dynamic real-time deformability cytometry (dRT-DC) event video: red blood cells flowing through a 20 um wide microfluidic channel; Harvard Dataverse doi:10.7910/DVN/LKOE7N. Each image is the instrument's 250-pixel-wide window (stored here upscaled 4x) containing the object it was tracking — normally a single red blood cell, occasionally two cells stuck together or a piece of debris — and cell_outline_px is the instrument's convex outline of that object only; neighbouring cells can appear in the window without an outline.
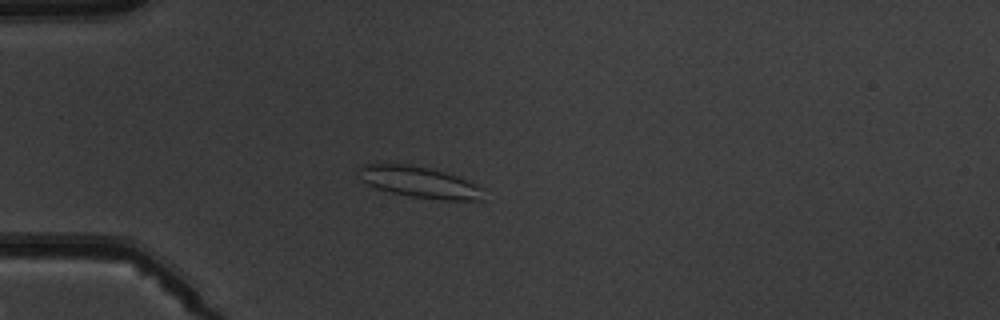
{"species": "common noctule bat (a hibernating species)", "species_latin": "Nyctalus noctula", "temperature_condition": "warm", "stored_images_in_passage": 3, "camera_frame_rate_fps": 3000, "um_per_image_px": 0.085, "animal": {"sex": "male", "body_mass_g": 19.5, "forearm_length_mm": 54.6}, "frame": {"image": 1, "passage_image": 2, "time_ms": 1.0, "image_size_px": [1000, 320], "cell_outline_px": [[484, 200], [440, 200], [412, 196], [392, 192], [376, 188], [360, 180], [360, 168], [364, 164], [408, 164], [432, 168], [456, 176], [480, 188]], "centroid_in_image_um": [35.62, 15.48], "position_along_channel_um": 49.4, "area_um2": 22.2}}